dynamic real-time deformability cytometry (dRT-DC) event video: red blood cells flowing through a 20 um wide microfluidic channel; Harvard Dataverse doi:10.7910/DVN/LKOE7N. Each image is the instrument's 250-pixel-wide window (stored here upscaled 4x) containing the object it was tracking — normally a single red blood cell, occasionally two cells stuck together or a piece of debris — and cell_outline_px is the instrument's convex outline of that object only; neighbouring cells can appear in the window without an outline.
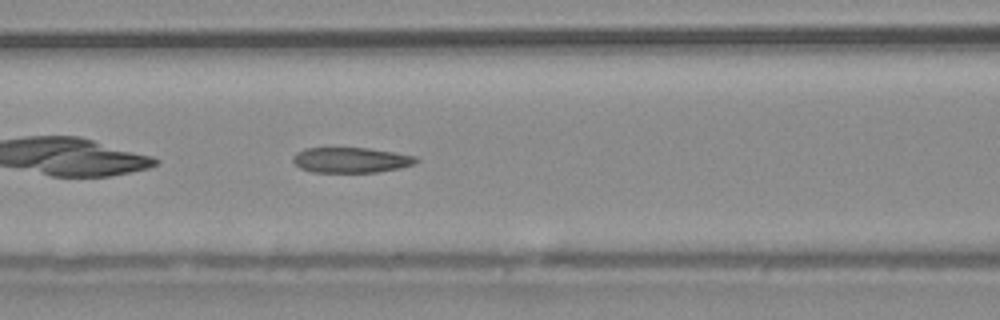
{"species": "common noctule bat (a hibernating species)", "species_latin": "Nyctalus noctula", "temperature_condition": "warm", "stored_images_in_passage": 35, "camera_frame_rate_fps": 3000, "um_per_image_px": 0.085, "animal": {"sex": "male", "body_mass_g": 20.4}, "frame": {"image": 1, "passage_image": 6, "time_ms": 1.667, "image_size_px": [1000, 320], "cell_outline_px": [[420, 160], [412, 164], [400, 168], [376, 172], [312, 172], [300, 168], [292, 160], [292, 156], [296, 152], [304, 148], [368, 148], [416, 156]], "centroid_in_image_um": [29.8, 13.6], "position_along_channel_um": 136.8, "area_um2": 18.15}, "authors_computed_cell_mechanics": {"area_um2": 19.1896, "velocity_mm_per_s": 4.0685, "shape_relaxation_time_tau1_ms": null, "shape_relaxation_time_tau2_ms": 2.7922, "deformation_change_tau1": null, "deformation_change_tau2": 0.1279}}